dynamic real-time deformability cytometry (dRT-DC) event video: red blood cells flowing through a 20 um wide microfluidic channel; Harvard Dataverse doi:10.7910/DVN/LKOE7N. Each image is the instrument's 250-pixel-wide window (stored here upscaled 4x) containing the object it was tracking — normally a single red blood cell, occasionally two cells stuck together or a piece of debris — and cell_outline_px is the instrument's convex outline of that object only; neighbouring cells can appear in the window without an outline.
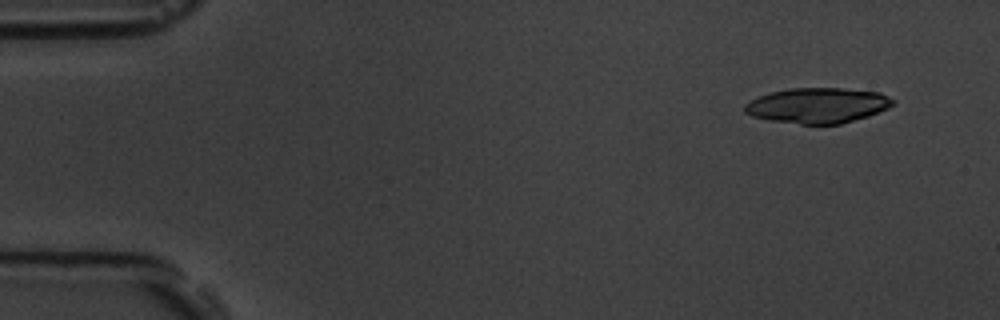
{"species": "common noctule bat (a hibernating species)", "species_latin": "Nyctalus noctula", "temperature_condition": "room temperature", "stored_images_in_passage": 2, "camera_frame_rate_fps": 3000, "um_per_image_px": 0.085, "animal": {"sex": "male", "body_mass_g": 19.5, "forearm_length_mm": 54.6}, "frame": {"image": 1, "passage_image": 2, "time_ms": 1.333, "image_size_px": [1000, 320], "cell_outline_px": [[896, 100], [888, 108], [868, 116], [840, 124], [800, 124], [768, 120], [752, 116], [744, 112], [744, 104], [768, 92], [792, 88], [840, 88], [880, 92]], "centroid_in_image_um": [69.49, 8.96], "position_along_channel_um": 15.5, "area_um2": 30.52}}